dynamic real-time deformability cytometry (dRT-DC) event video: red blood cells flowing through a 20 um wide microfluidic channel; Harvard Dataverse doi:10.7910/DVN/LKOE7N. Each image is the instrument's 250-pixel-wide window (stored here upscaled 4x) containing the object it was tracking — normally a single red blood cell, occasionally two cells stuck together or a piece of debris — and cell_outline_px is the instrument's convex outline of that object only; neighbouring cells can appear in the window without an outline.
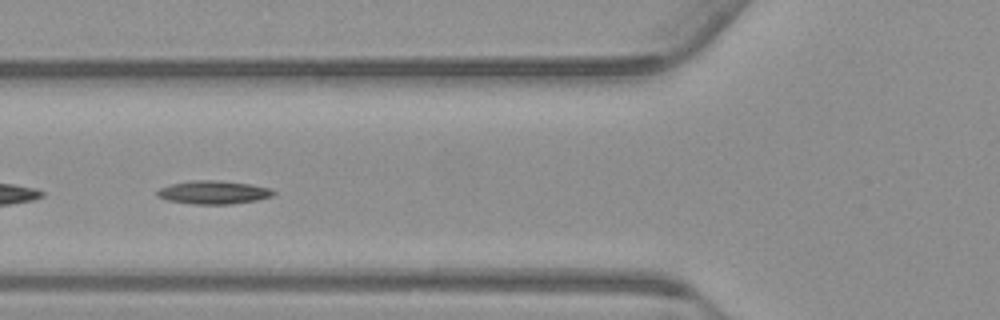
{"species": "common noctule bat (a hibernating species)", "species_latin": "Nyctalus noctula", "temperature_condition": "warm", "stored_images_in_passage": 49, "camera_frame_rate_fps": 3000, "um_per_image_px": 0.085, "animal": {"sex": "male", "body_mass_g": 23.1, "forearm_length_mm": 52.7}, "frame": {"image": 1, "passage_image": 15, "time_ms": 4.667, "image_size_px": [1000, 320], "cell_outline_px": [[276, 192], [272, 196], [256, 200], [228, 204], [196, 204], [168, 200], [156, 196], [156, 192], [160, 188], [172, 184], [192, 180], [220, 180], [248, 184], [272, 188]], "centroid_in_image_um": [18.15, 16.34], "position_along_channel_um": 107.6, "area_um2": 15.66}}
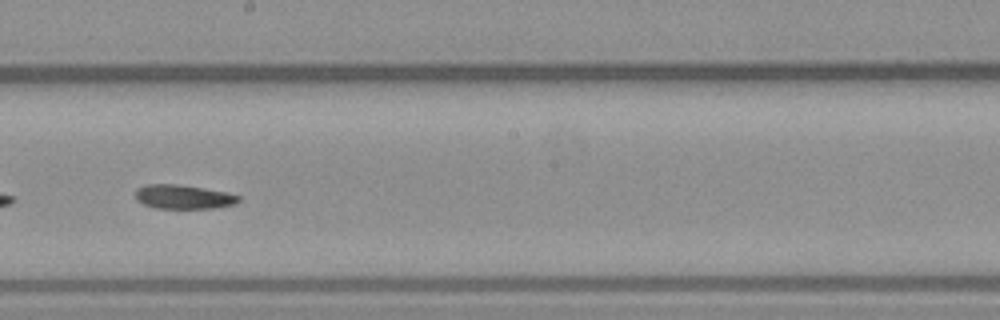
{"frame": {"image": 2, "passage_image": 25, "time_ms": 8.0, "image_size_px": [1000, 320], "cell_outline_px": [[240, 200], [236, 204], [216, 208], [156, 208], [144, 204], [136, 200], [136, 188], [148, 184], [180, 184], [228, 192], [240, 196]], "centroid_in_image_um": [15.62, 16.73], "position_along_channel_um": 232.6, "area_um2": 14.62}}
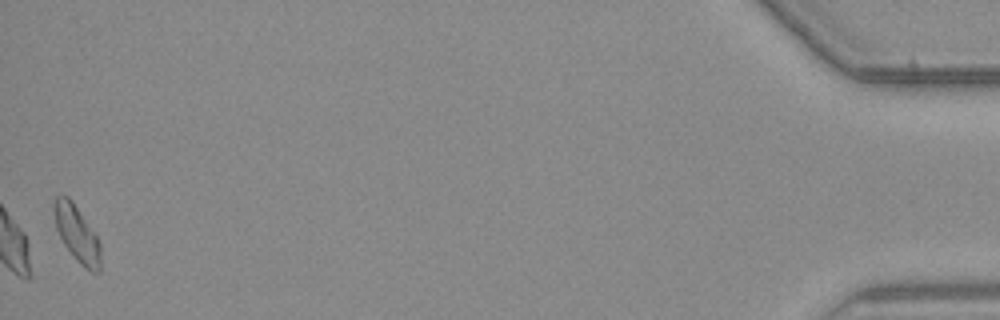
{"frame": {"image": 3, "passage_image": 49, "time_ms": 16.0, "image_size_px": [1000, 320], "cell_outline_px": [[100, 272], [92, 272], [84, 268], [76, 260], [64, 244], [56, 228], [52, 208], [52, 200], [56, 196], [68, 196], [72, 200], [96, 236], [100, 244]], "centroid_in_image_um": [6.5, 19.85], "position_along_channel_um": 428.7, "area_um2": 15.2}}